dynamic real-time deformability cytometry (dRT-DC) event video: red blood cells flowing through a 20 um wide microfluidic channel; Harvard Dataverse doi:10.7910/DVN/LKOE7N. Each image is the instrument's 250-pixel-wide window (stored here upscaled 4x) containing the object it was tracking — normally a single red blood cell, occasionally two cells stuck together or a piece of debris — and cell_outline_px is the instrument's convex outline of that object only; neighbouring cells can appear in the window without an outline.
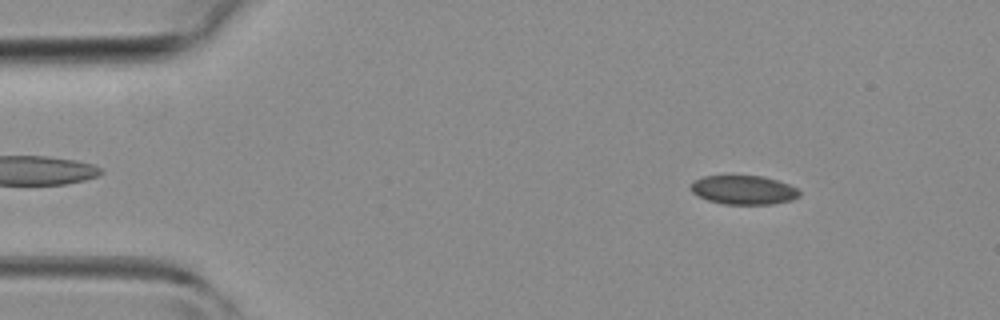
{"species": "common noctule bat (a hibernating species)", "species_latin": "Nyctalus noctula", "temperature_condition": "room temperature", "stored_images_in_passage": 44, "camera_frame_rate_fps": 3000, "um_per_image_px": 0.085, "animal": {"sex": "female", "body_mass_g": 19.3, "forearm_length_mm": 54.1}, "frame": {"image": 1, "passage_image": 5, "time_ms": 1.333, "image_size_px": [1000, 320], "cell_outline_px": [[800, 196], [792, 200], [772, 204], [724, 204], [708, 200], [692, 192], [692, 184], [696, 180], [704, 176], [760, 176], [776, 180], [788, 184], [796, 188], [800, 192]], "centroid_in_image_um": [63.24, 16.15], "position_along_channel_um": 21.8, "area_um2": 18.03}}
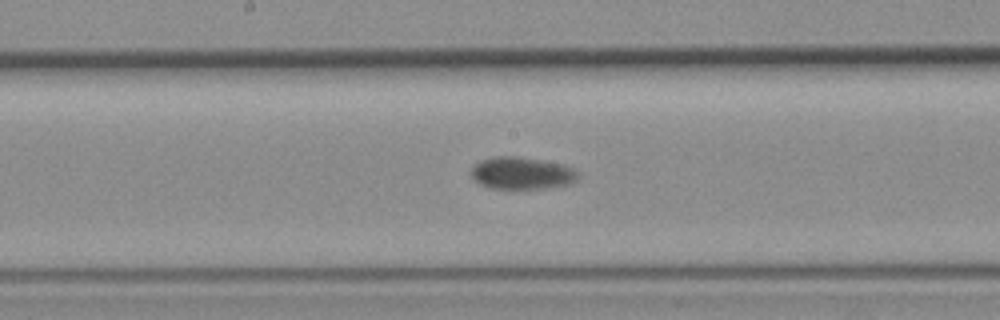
{"frame": {"image": 2, "passage_image": 22, "time_ms": 7.0, "image_size_px": [1000, 320], "cell_outline_px": [[576, 180], [568, 184], [544, 188], [488, 188], [480, 184], [472, 176], [472, 168], [480, 160], [492, 156], [516, 156], [564, 164], [572, 168], [576, 172]], "centroid_in_image_um": [44.32, 14.7], "position_along_channel_um": 203.9, "area_um2": 19.77}}
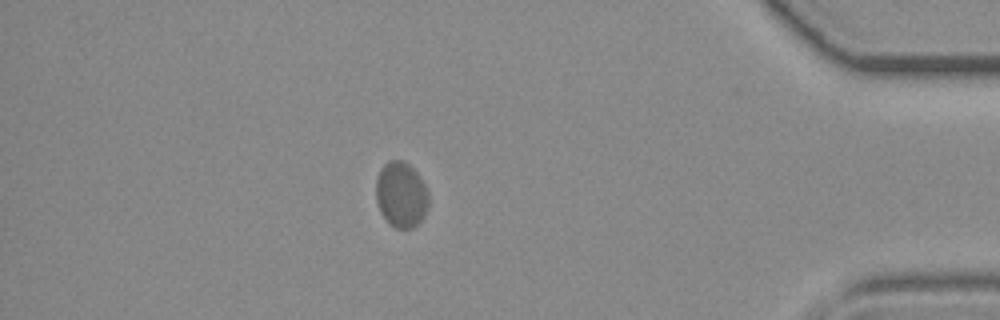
{"frame": {"image": 3, "passage_image": 38, "time_ms": 12.333, "image_size_px": [1000, 320], "cell_outline_px": [[428, 208], [424, 216], [412, 228], [396, 228], [380, 212], [376, 200], [376, 180], [380, 168], [388, 160], [404, 160], [420, 176], [428, 192]], "centroid_in_image_um": [34.09, 16.51], "position_along_channel_um": 401.1, "area_um2": 20.06}}